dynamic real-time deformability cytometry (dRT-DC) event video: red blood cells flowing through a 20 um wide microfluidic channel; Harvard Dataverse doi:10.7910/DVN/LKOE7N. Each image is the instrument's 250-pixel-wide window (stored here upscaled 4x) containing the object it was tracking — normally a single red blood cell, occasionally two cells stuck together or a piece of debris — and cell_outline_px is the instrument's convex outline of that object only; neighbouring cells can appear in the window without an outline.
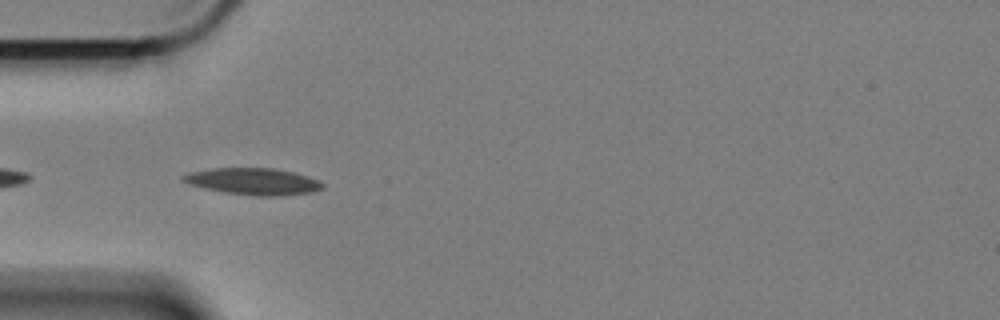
{"species": "Egyptian fruit bat (a non-hibernating species)", "species_latin": "Rousettus aegyptiacus", "temperature_condition": "cold", "stored_images_in_passage": 17, "camera_frame_rate_fps": 3000, "um_per_image_px": 0.085, "animal": {"sex": "female"}, "frame": {"image": 1, "passage_image": 3, "time_ms": 0.667, "image_size_px": [1000, 320], "cell_outline_px": [[324, 188], [312, 192], [280, 196], [256, 196], [224, 192], [204, 188], [188, 184], [180, 180], [180, 176], [188, 172], [212, 168], [272, 168], [292, 172], [308, 176], [324, 184]], "centroid_in_image_um": [21.48, 15.42], "position_along_channel_um": 63.5, "area_um2": 21.79}}
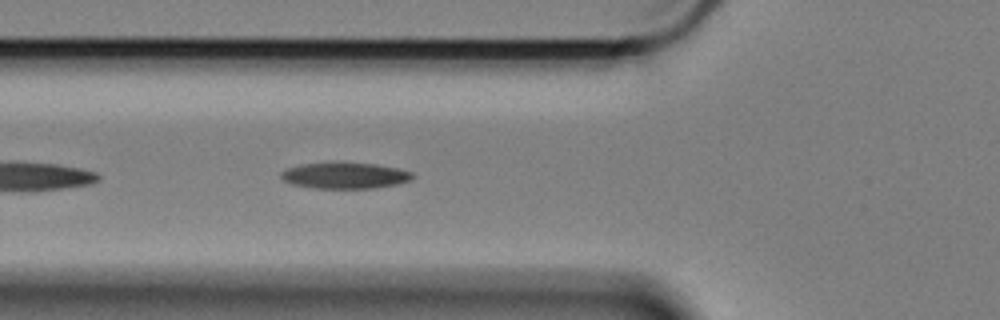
{"frame": {"image": 2, "passage_image": 6, "time_ms": 1.667, "image_size_px": [1000, 320], "cell_outline_px": [[416, 176], [408, 180], [396, 184], [376, 188], [312, 188], [292, 184], [284, 180], [280, 176], [280, 172], [288, 168], [300, 164], [332, 160], [376, 164], [396, 168], [412, 172]], "centroid_in_image_um": [29.27, 14.88], "position_along_channel_um": 96.5, "area_um2": 20.58}}
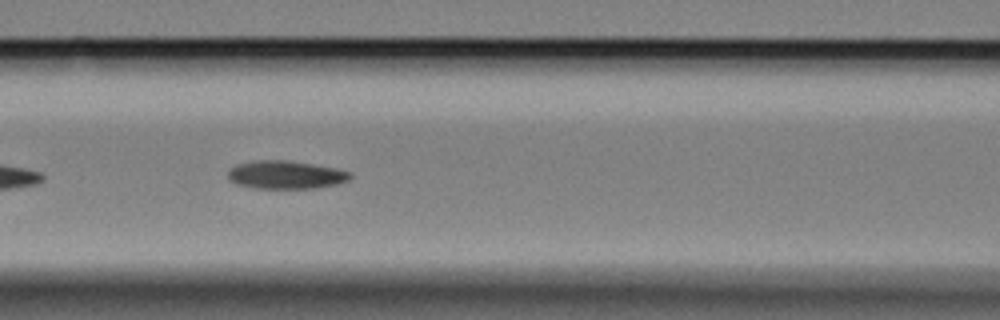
{"frame": {"image": 3, "passage_image": 10, "time_ms": 3.0, "image_size_px": [1000, 320], "cell_outline_px": [[352, 176], [348, 180], [336, 184], [316, 188], [256, 188], [236, 184], [228, 180], [228, 172], [236, 164], [256, 160], [288, 160], [336, 168], [352, 172]], "centroid_in_image_um": [24.29, 14.85], "position_along_channel_um": 142.3, "area_um2": 20.06}}